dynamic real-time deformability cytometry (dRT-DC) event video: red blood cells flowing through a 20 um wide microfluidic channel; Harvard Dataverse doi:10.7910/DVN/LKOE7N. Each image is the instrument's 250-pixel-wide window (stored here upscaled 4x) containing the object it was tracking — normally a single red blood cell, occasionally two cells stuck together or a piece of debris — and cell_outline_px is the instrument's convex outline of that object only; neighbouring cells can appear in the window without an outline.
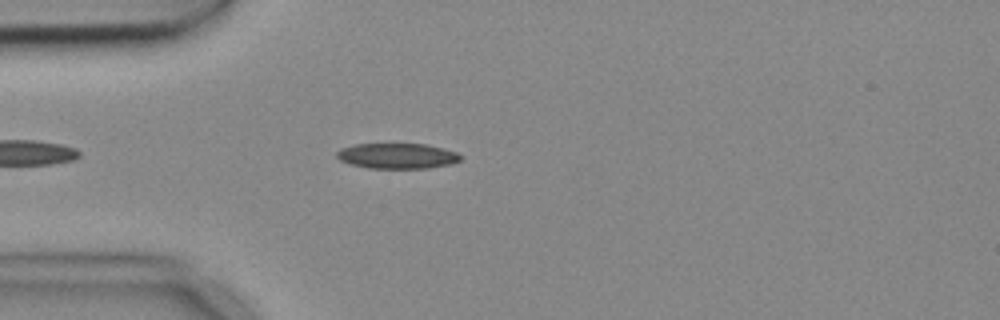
{"species": "common noctule bat (a hibernating species)", "species_latin": "Nyctalus noctula", "temperature_condition": "cold", "stored_images_in_passage": 5, "camera_frame_rate_fps": 3000, "um_per_image_px": 0.085, "animal": {"sex": "female", "body_mass_g": 18.4}, "frame": {"image": 1, "passage_image": 5, "time_ms": 1.333, "image_size_px": [1000, 320], "cell_outline_px": [[460, 160], [452, 164], [428, 168], [372, 168], [352, 164], [340, 160], [336, 156], [336, 152], [340, 148], [356, 144], [424, 144], [456, 152], [460, 156]], "centroid_in_image_um": [33.74, 13.25], "position_along_channel_um": 51.3, "area_um2": 18.09}}